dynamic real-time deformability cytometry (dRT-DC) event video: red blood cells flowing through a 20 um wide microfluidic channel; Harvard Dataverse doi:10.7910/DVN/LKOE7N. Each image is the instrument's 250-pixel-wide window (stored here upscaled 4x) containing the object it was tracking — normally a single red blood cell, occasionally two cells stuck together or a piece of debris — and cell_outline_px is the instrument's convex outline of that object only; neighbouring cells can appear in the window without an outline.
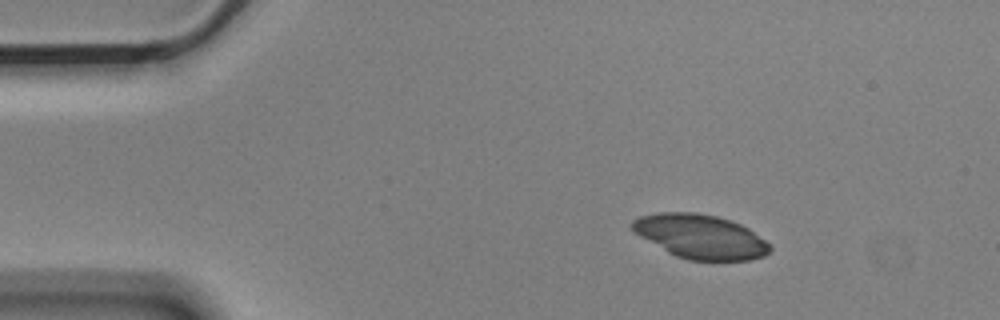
{"species": "Egyptian fruit bat (a non-hibernating species)", "species_latin": "Rousettus aegyptiacus", "temperature_condition": "cold", "stored_images_in_passage": 3, "camera_frame_rate_fps": 3000, "um_per_image_px": 0.085, "animal": {"sex": "male"}, "frame": {"image": 1, "passage_image": 1, "time_ms": 0.0, "image_size_px": [1000, 320], "cell_outline_px": [[772, 248], [764, 256], [748, 260], [688, 260], [676, 256], [668, 252], [640, 236], [632, 228], [632, 220], [640, 216], [656, 212], [696, 212], [716, 216], [732, 220], [748, 228], [764, 240]], "centroid_in_image_um": [59.53, 20.09], "position_along_channel_um": 25.5, "area_um2": 35.14}}